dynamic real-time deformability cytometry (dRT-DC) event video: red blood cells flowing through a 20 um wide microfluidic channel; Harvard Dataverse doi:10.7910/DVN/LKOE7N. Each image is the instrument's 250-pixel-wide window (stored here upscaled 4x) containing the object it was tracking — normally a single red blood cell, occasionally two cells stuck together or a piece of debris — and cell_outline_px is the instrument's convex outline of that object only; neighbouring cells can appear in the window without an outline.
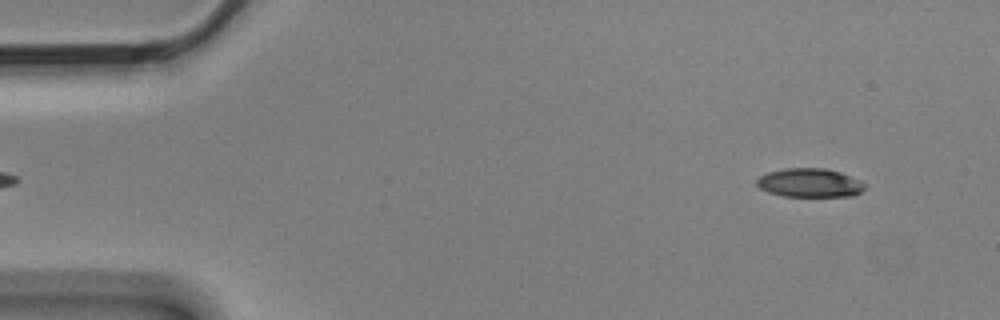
{"species": "Egyptian fruit bat (a non-hibernating species)", "species_latin": "Rousettus aegyptiacus", "temperature_condition": "cold", "stored_images_in_passage": 6, "camera_frame_rate_fps": 3000, "um_per_image_px": 0.085, "animal": {"sex": "male"}, "frame": {"image": 1, "passage_image": 6, "time_ms": 1.667, "image_size_px": [1000, 320], "cell_outline_px": [[864, 188], [860, 192], [852, 196], [784, 196], [768, 192], [760, 188], [756, 184], [756, 180], [760, 176], [768, 172], [784, 168], [824, 168], [840, 172], [860, 180], [864, 184]], "centroid_in_image_um": [68.8, 15.53], "position_along_channel_um": 16.2, "area_um2": 18.03}}